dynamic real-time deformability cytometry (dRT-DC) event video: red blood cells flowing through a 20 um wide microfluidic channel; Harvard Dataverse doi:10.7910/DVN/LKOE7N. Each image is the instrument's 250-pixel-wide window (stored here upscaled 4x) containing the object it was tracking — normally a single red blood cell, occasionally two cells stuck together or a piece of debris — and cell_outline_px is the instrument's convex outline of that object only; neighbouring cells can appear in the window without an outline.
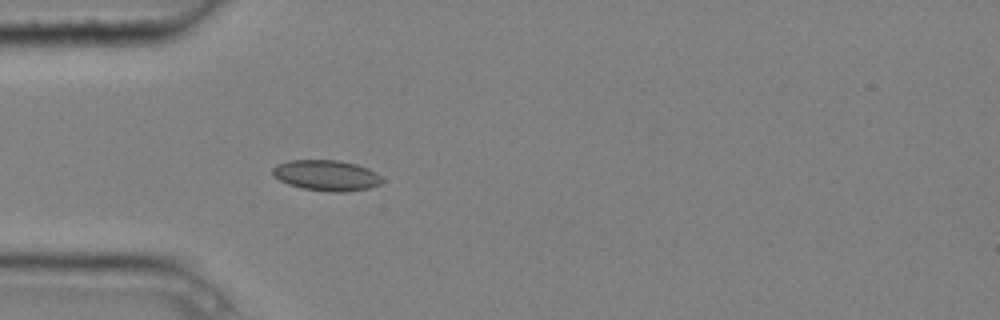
{"species": "common noctule bat (a hibernating species)", "species_latin": "Nyctalus noctula", "temperature_condition": "cold", "stored_images_in_passage": 4, "camera_frame_rate_fps": 3000, "um_per_image_px": 0.085, "animal": {"sex": "male", "body_mass_g": 20.4}, "frame": {"image": 1, "passage_image": 4, "time_ms": 1.0, "image_size_px": [1000, 320], "cell_outline_px": [[384, 180], [380, 184], [368, 188], [344, 192], [332, 192], [300, 188], [288, 184], [280, 180], [272, 172], [272, 168], [276, 164], [288, 160], [340, 160], [356, 164], [368, 168], [376, 172]], "centroid_in_image_um": [27.75, 14.9], "position_along_channel_um": 57.3, "area_um2": 19.65}}